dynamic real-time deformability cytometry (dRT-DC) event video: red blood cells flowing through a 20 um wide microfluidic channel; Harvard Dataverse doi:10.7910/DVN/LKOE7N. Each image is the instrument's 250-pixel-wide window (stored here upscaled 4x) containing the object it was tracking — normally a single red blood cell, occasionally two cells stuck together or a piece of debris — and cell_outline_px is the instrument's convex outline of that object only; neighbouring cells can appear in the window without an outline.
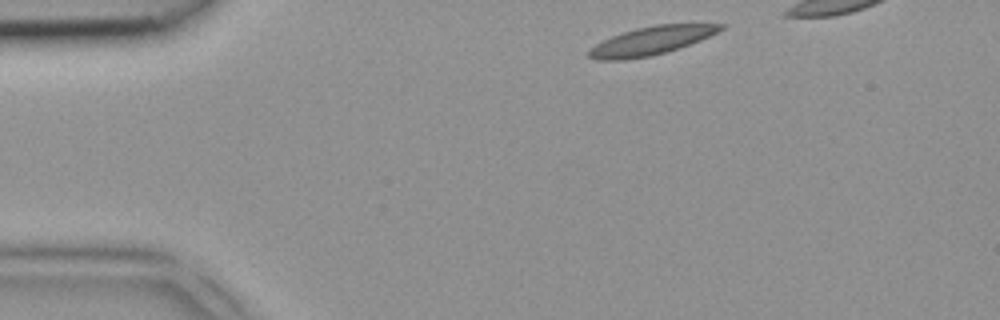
{"species": "common noctule bat (a hibernating species)", "species_latin": "Nyctalus noctula", "temperature_condition": "room temperature", "stored_images_in_passage": 4, "camera_frame_rate_fps": 3000, "um_per_image_px": 0.085, "animal": {"sex": "female", "body_mass_g": 18.4}, "frame": {"image": 1, "passage_image": 1, "time_ms": 0.0, "image_size_px": [1000, 320], "cell_outline_px": [[728, 24], [724, 28], [700, 40], [680, 48], [652, 56], [624, 60], [596, 60], [588, 56], [588, 48], [612, 36], [636, 28], [656, 24]], "centroid_in_image_um": [55.33, 3.47], "position_along_channel_um": 29.7, "area_um2": 21.68}}